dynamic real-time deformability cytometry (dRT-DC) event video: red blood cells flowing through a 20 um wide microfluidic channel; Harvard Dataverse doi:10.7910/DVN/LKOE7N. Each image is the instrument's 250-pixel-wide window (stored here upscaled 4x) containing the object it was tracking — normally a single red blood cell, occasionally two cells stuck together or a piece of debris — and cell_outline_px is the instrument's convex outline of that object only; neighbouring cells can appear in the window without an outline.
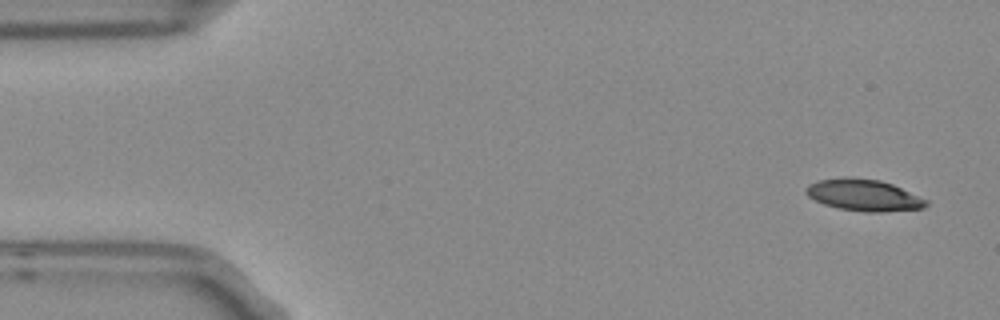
{"species": "Egyptian fruit bat (a non-hibernating species)", "species_latin": "Rousettus aegyptiacus", "temperature_condition": "room temperature", "stored_images_in_passage": 4, "camera_frame_rate_fps": 3000, "um_per_image_px": 0.085, "frame": {"image": 1, "passage_image": 1, "time_ms": 0.0, "image_size_px": [1000, 320], "cell_outline_px": [[928, 204], [924, 208], [880, 212], [864, 212], [840, 208], [824, 204], [808, 196], [804, 192], [804, 188], [808, 184], [816, 180], [844, 176], [880, 180], [892, 184], [928, 200]], "centroid_in_image_um": [73.38, 16.57], "position_along_channel_um": 11.6, "area_um2": 22.25}}
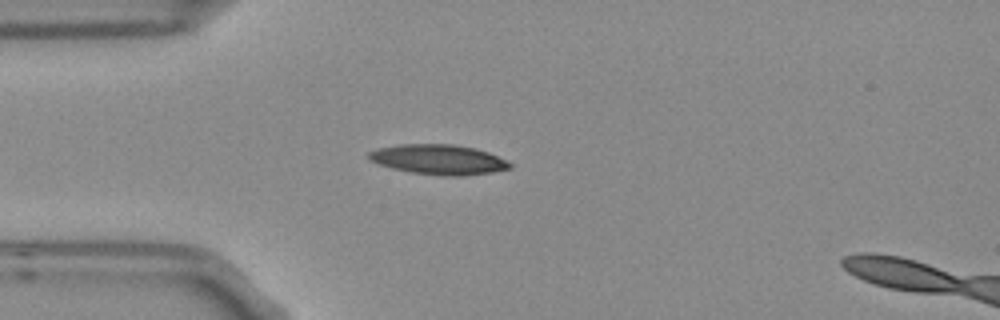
{"frame": {"image": 2, "passage_image": 4, "time_ms": 1.0, "image_size_px": [1000, 320], "cell_outline_px": [[512, 168], [492, 172], [456, 176], [448, 176], [412, 172], [392, 168], [380, 164], [372, 160], [368, 156], [368, 152], [376, 148], [400, 144], [452, 144], [476, 148], [488, 152], [508, 160], [512, 164]], "centroid_in_image_um": [37.31, 13.54], "position_along_channel_um": 47.7, "area_um2": 24.51}}